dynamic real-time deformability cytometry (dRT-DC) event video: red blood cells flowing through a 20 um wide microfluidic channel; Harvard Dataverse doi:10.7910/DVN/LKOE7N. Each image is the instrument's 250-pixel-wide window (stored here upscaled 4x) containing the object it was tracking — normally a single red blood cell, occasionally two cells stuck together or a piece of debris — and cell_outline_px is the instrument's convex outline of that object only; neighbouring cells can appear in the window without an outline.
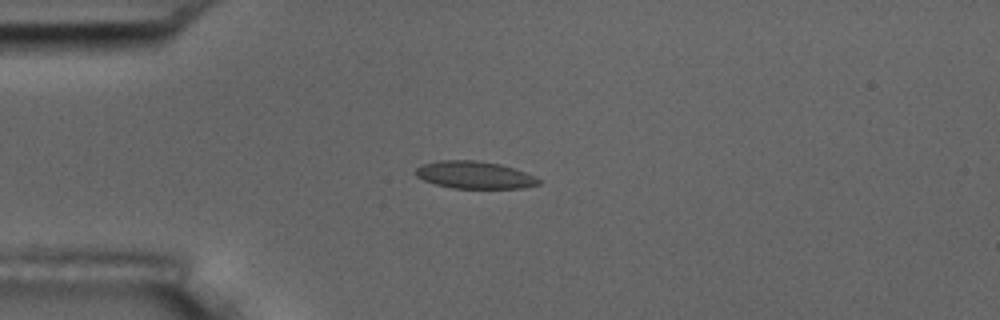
{"species": "common noctule bat (a hibernating species)", "species_latin": "Nyctalus noctula", "temperature_condition": "room temperature", "stored_images_in_passage": 11, "camera_frame_rate_fps": 3000, "um_per_image_px": 0.085, "animal": {"sex": "male", "body_mass_g": 17.5, "forearm_length_mm": 52.3}, "frame": {"image": 1, "passage_image": 4, "time_ms": 4.333, "image_size_px": [1000, 320], "cell_outline_px": [[540, 184], [524, 188], [452, 188], [436, 184], [424, 180], [416, 176], [412, 172], [420, 164], [440, 160], [476, 160], [500, 164], [516, 168], [540, 180]], "centroid_in_image_um": [40.29, 14.86], "position_along_channel_um": 44.7, "area_um2": 19.71}}
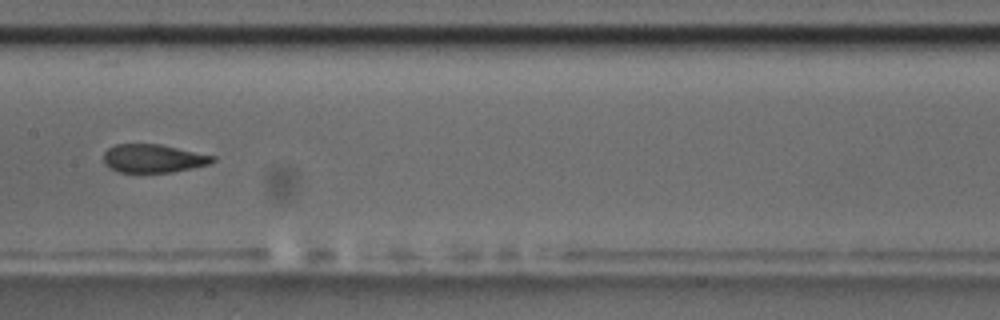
{"frame": {"image": 2, "passage_image": 8, "time_ms": 9.0, "image_size_px": [1000, 320], "cell_outline_px": [[216, 160], [208, 164], [192, 168], [172, 172], [120, 172], [108, 168], [104, 164], [104, 152], [108, 148], [116, 144], [160, 144], [216, 156]], "centroid_in_image_um": [13.02, 13.46], "position_along_channel_um": 194.4, "area_um2": 18.03}}